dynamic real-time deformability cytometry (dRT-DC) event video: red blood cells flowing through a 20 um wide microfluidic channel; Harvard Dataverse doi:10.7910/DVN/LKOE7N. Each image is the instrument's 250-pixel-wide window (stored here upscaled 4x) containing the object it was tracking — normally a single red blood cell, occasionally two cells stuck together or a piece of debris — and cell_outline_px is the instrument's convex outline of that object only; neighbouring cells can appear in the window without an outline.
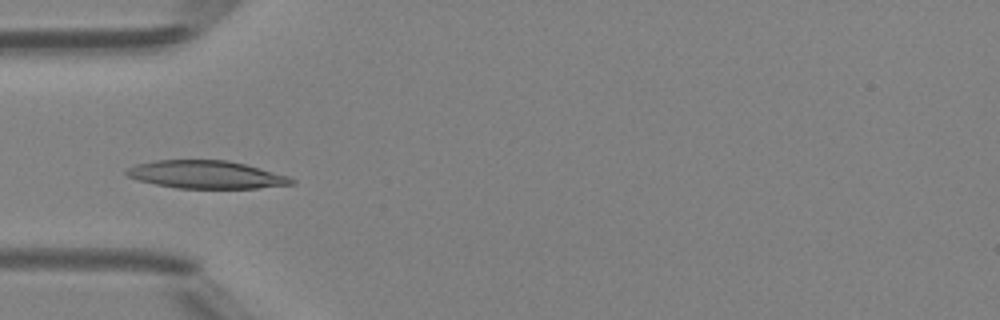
{"species": "Egyptian fruit bat (a non-hibernating species)", "species_latin": "Rousettus aegyptiacus", "temperature_condition": "room temperature", "stored_images_in_passage": 41, "camera_frame_rate_fps": 3000, "um_per_image_px": 0.085, "animal": {"sex": "female"}, "frame": {"image": 1, "passage_image": 11, "time_ms": 3.333, "image_size_px": [1000, 320], "cell_outline_px": [[296, 184], [256, 188], [176, 188], [136, 180], [128, 176], [124, 172], [128, 168], [136, 164], [156, 160], [228, 160], [244, 164], [288, 176], [296, 180]], "centroid_in_image_um": [17.51, 14.84], "position_along_channel_um": 67.5, "area_um2": 26.7}}
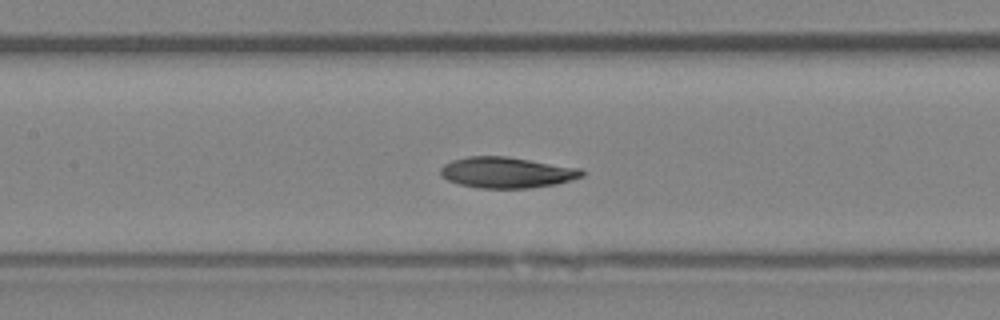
{"frame": {"image": 2, "passage_image": 18, "time_ms": 5.667, "image_size_px": [1000, 320], "cell_outline_px": [[584, 176], [556, 184], [528, 188], [480, 188], [460, 184], [448, 180], [440, 176], [440, 168], [444, 164], [452, 160], [468, 156], [508, 156], [580, 168], [584, 172]], "centroid_in_image_um": [43.06, 14.65], "position_along_channel_um": 164.3, "area_um2": 25.49}}
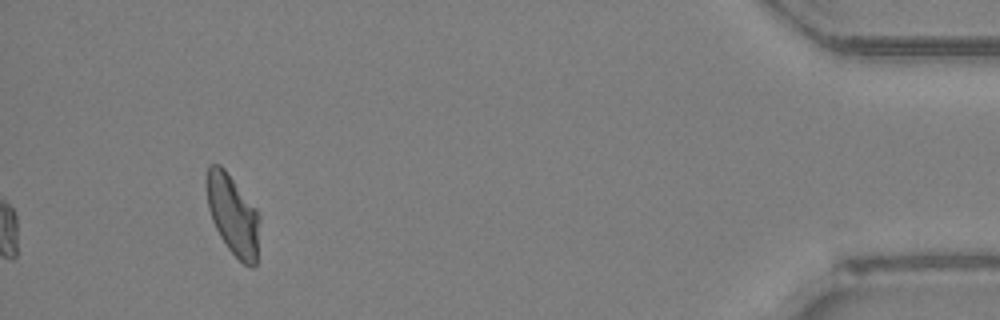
{"frame": {"image": 3, "passage_image": 41, "time_ms": 13.333, "image_size_px": [1000, 320], "cell_outline_px": [[260, 220], [256, 264], [252, 268], [244, 264], [228, 248], [220, 236], [212, 220], [208, 208], [208, 168], [212, 164], [220, 164], [224, 168], [256, 208], [260, 216]], "centroid_in_image_um": [19.84, 18.3], "position_along_channel_um": 415.4, "area_um2": 24.33}, "authors_computed_cell_mechanics": {"area_um2": 25.143, "velocity_mm_per_s": 4.1822, "shape_relaxation_time_tau1_ms": 4.4293, "shape_relaxation_time_tau2_ms": 4.3927, "deformation_change_tau1": 0.152, "deformation_change_tau2": 0.0838}}